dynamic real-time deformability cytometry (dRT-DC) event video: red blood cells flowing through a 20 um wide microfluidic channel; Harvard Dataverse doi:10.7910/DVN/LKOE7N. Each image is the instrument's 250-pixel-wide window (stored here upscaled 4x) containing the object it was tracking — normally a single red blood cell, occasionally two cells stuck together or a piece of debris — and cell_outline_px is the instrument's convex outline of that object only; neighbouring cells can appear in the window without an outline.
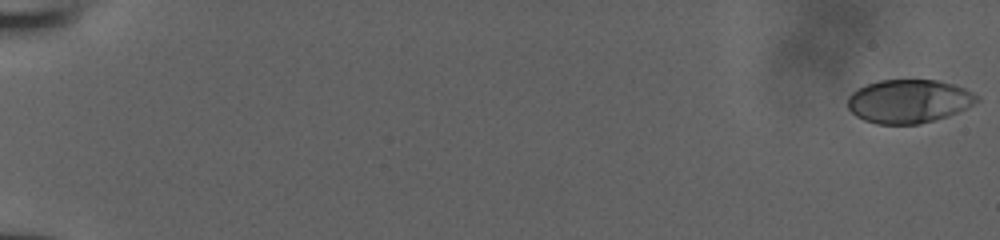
{"species": "human", "species_latin": "Homo sapiens", "temperature_condition": "room temperature", "stored_images_in_passage": 53, "camera_frame_rate_fps": 3000, "um_per_image_px": 0.085, "donor": {"sex": "male"}, "frame": {"image": 1, "passage_image": 1, "time_ms": 0.0, "image_size_px": [1000, 240], "cell_outline_px": [[980, 100], [948, 116], [920, 124], [876, 124], [864, 120], [856, 116], [848, 108], [848, 96], [852, 92], [868, 84], [880, 80], [936, 80], [952, 84], [964, 88], [980, 96]], "centroid_in_image_um": [77.24, 8.61], "position_along_channel_um": 7.8, "area_um2": 32.6}}
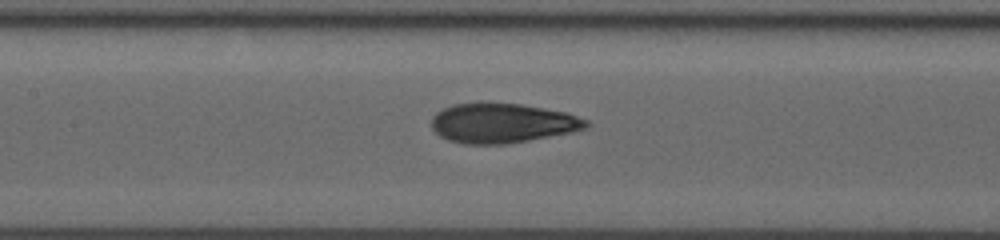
{"frame": {"image": 2, "passage_image": 28, "time_ms": 9.0, "image_size_px": [1000, 240], "cell_outline_px": [[588, 128], [572, 132], [528, 140], [504, 144], [464, 144], [448, 140], [440, 136], [432, 128], [432, 116], [436, 112], [452, 104], [480, 100], [520, 104], [568, 112], [588, 120]], "centroid_in_image_um": [42.67, 10.43], "position_along_channel_um": 164.7, "area_um2": 36.41}}
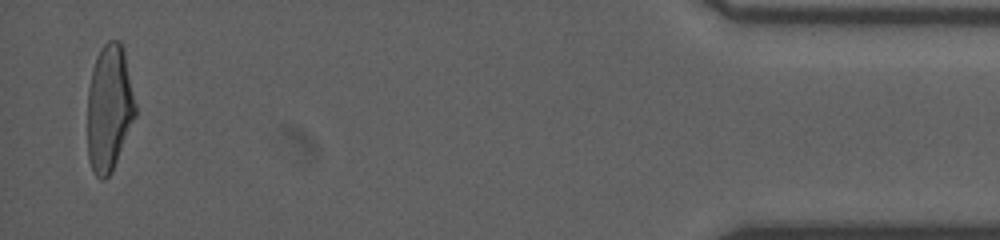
{"frame": {"image": 3, "passage_image": 52, "time_ms": 17.0, "image_size_px": [1000, 240], "cell_outline_px": [[136, 116], [112, 172], [104, 180], [100, 180], [96, 176], [88, 160], [88, 88], [92, 68], [96, 56], [100, 48], [108, 40], [120, 40], [124, 48], [136, 104]], "centroid_in_image_um": [9.29, 9.17], "position_along_channel_um": 425.9, "area_um2": 35.78}}